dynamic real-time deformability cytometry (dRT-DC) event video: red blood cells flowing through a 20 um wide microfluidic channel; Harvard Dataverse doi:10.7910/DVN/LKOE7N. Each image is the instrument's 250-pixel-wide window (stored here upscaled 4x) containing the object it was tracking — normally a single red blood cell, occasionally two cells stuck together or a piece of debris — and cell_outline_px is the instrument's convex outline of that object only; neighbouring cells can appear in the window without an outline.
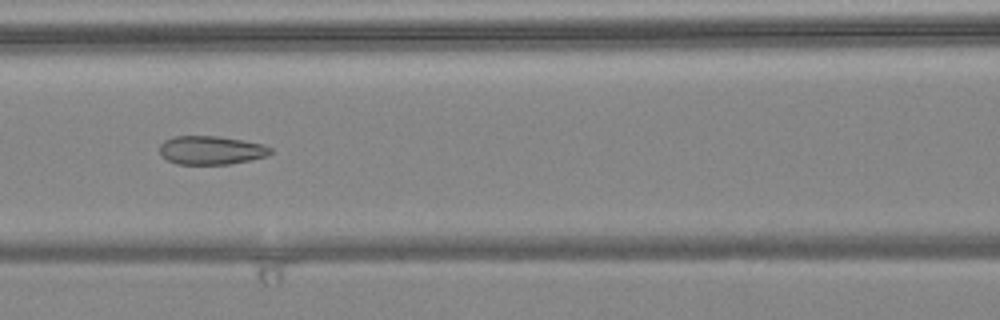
{"species": "common noctule bat (a hibernating species)", "species_latin": "Nyctalus noctula", "temperature_condition": "warm", "stored_images_in_passage": 9, "camera_frame_rate_fps": 3000, "um_per_image_px": 0.085, "animal": {"sex": "female", "body_mass_g": 24.6, "forearm_length_mm": 56.2}, "frame": {"image": 1, "passage_image": 7, "time_ms": 2.0, "image_size_px": [1000, 320], "cell_outline_px": [[272, 152], [268, 156], [228, 164], [176, 164], [160, 156], [160, 144], [164, 140], [172, 136], [220, 136], [244, 140], [264, 144], [272, 148]], "centroid_in_image_um": [17.94, 12.76], "position_along_channel_um": 148.7, "area_um2": 18.67}}
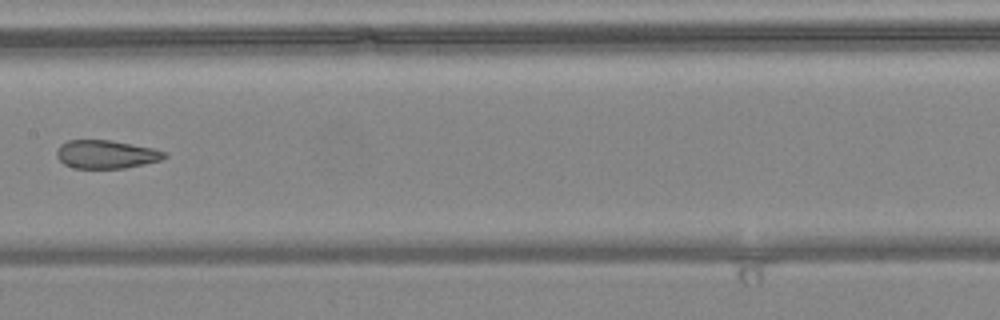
{"frame": {"image": 2, "passage_image": 8, "time_ms": 2.333, "image_size_px": [1000, 320], "cell_outline_px": [[168, 156], [160, 160], [144, 164], [124, 168], [76, 168], [64, 164], [56, 156], [56, 152], [60, 144], [68, 140], [112, 140], [152, 148], [168, 152]], "centroid_in_image_um": [9.03, 13.11], "position_along_channel_um": 198.4, "area_um2": 17.8}}
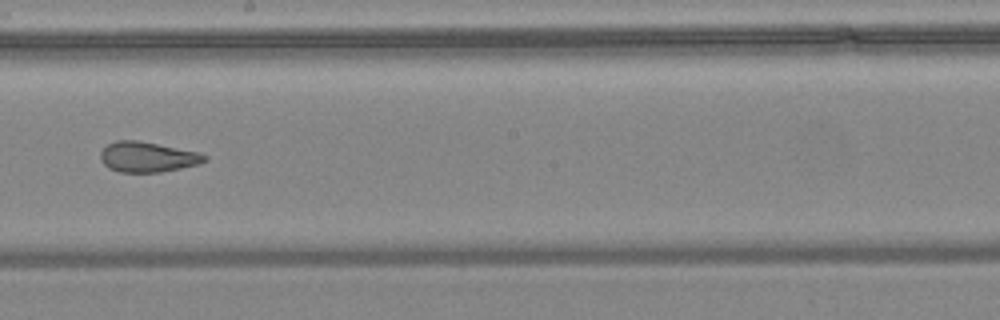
{"frame": {"image": 3, "passage_image": 9, "time_ms": 2.667, "image_size_px": [1000, 320], "cell_outline_px": [[208, 160], [200, 164], [160, 172], [120, 172], [108, 168], [100, 160], [100, 152], [108, 144], [116, 140], [136, 140], [200, 152], [208, 156]], "centroid_in_image_um": [12.55, 13.34], "position_along_channel_um": 235.6, "area_um2": 18.44}}